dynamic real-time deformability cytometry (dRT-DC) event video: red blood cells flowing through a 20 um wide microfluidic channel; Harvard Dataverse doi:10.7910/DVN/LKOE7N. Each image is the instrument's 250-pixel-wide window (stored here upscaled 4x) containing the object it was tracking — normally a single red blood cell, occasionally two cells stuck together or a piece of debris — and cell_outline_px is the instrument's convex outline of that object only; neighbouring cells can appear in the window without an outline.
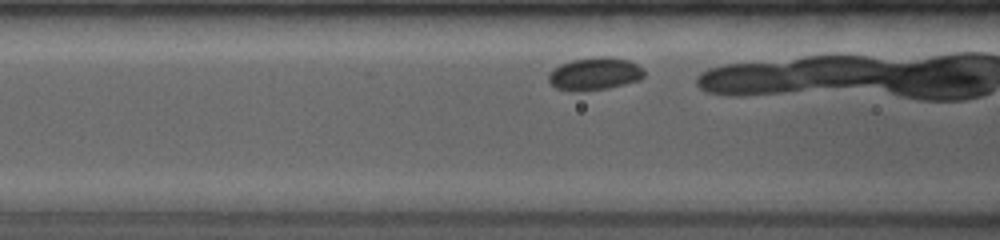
{"species": "common noctule bat (a hibernating species)", "species_latin": "Nyctalus noctula", "temperature_condition": "room temperature", "stored_images_in_passage": 20, "camera_frame_rate_fps": 4000, "um_per_image_px": 0.085, "animal": {"sex": "female", "body_mass_g": 19.0, "forearm_length_mm": 53.3}, "frame": {"image": 1, "passage_image": 5, "time_ms": 1.0, "image_size_px": [1000, 240], "cell_outline_px": [[644, 76], [640, 80], [608, 88], [580, 92], [572, 92], [556, 88], [548, 80], [548, 76], [552, 68], [560, 64], [572, 60], [592, 56], [612, 56], [628, 60], [644, 68]], "centroid_in_image_um": [50.54, 6.26], "position_along_channel_um": 116.1, "area_um2": 18.61}}